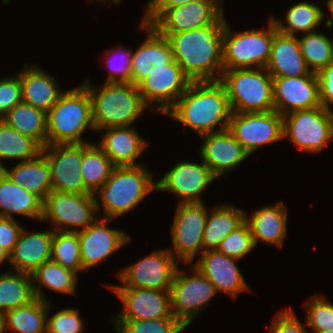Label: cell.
I'll list each match as a JSON object with an SVG mask.
<instances>
[{"mask_svg":"<svg viewBox=\"0 0 333 333\" xmlns=\"http://www.w3.org/2000/svg\"><path fill=\"white\" fill-rule=\"evenodd\" d=\"M42 153L50 166L53 191L85 194L81 173L82 143L47 145Z\"/></svg>","mask_w":333,"mask_h":333,"instance_id":"cell-15","label":"cell"},{"mask_svg":"<svg viewBox=\"0 0 333 333\" xmlns=\"http://www.w3.org/2000/svg\"><path fill=\"white\" fill-rule=\"evenodd\" d=\"M9 272L0 275V312L4 314L36 299L31 275Z\"/></svg>","mask_w":333,"mask_h":333,"instance_id":"cell-35","label":"cell"},{"mask_svg":"<svg viewBox=\"0 0 333 333\" xmlns=\"http://www.w3.org/2000/svg\"><path fill=\"white\" fill-rule=\"evenodd\" d=\"M190 83L182 68L173 60L166 69L149 75L138 88L148 109L149 105L157 102L156 110L165 114L185 93Z\"/></svg>","mask_w":333,"mask_h":333,"instance_id":"cell-16","label":"cell"},{"mask_svg":"<svg viewBox=\"0 0 333 333\" xmlns=\"http://www.w3.org/2000/svg\"><path fill=\"white\" fill-rule=\"evenodd\" d=\"M201 138L204 139L200 150L202 162L210 168L216 178L249 157V154L228 130L206 134Z\"/></svg>","mask_w":333,"mask_h":333,"instance_id":"cell-23","label":"cell"},{"mask_svg":"<svg viewBox=\"0 0 333 333\" xmlns=\"http://www.w3.org/2000/svg\"><path fill=\"white\" fill-rule=\"evenodd\" d=\"M269 331V333H307L291 308L276 315Z\"/></svg>","mask_w":333,"mask_h":333,"instance_id":"cell-46","label":"cell"},{"mask_svg":"<svg viewBox=\"0 0 333 333\" xmlns=\"http://www.w3.org/2000/svg\"><path fill=\"white\" fill-rule=\"evenodd\" d=\"M51 260L76 273L83 270L78 232L53 231Z\"/></svg>","mask_w":333,"mask_h":333,"instance_id":"cell-40","label":"cell"},{"mask_svg":"<svg viewBox=\"0 0 333 333\" xmlns=\"http://www.w3.org/2000/svg\"><path fill=\"white\" fill-rule=\"evenodd\" d=\"M123 47H119L116 49L120 51H124L122 63L121 65H115L116 63H110L111 60H107V65L110 66V73L108 74V78L106 83H131V59H132V51L127 49H122ZM120 55V54H119ZM125 58V59H124ZM122 59V58H121Z\"/></svg>","mask_w":333,"mask_h":333,"instance_id":"cell-47","label":"cell"},{"mask_svg":"<svg viewBox=\"0 0 333 333\" xmlns=\"http://www.w3.org/2000/svg\"><path fill=\"white\" fill-rule=\"evenodd\" d=\"M53 230L27 233L25 229L10 253V262L14 270L31 275L43 263L51 260Z\"/></svg>","mask_w":333,"mask_h":333,"instance_id":"cell-25","label":"cell"},{"mask_svg":"<svg viewBox=\"0 0 333 333\" xmlns=\"http://www.w3.org/2000/svg\"><path fill=\"white\" fill-rule=\"evenodd\" d=\"M246 218V213L234 206L221 205L213 208L207 214L203 231V252L217 250L221 241L232 231L240 227Z\"/></svg>","mask_w":333,"mask_h":333,"instance_id":"cell-31","label":"cell"},{"mask_svg":"<svg viewBox=\"0 0 333 333\" xmlns=\"http://www.w3.org/2000/svg\"><path fill=\"white\" fill-rule=\"evenodd\" d=\"M20 102H22V86L19 75L1 79L0 120Z\"/></svg>","mask_w":333,"mask_h":333,"instance_id":"cell-45","label":"cell"},{"mask_svg":"<svg viewBox=\"0 0 333 333\" xmlns=\"http://www.w3.org/2000/svg\"><path fill=\"white\" fill-rule=\"evenodd\" d=\"M178 264L169 249L154 251L137 263L118 272L123 286L145 288L158 291H170Z\"/></svg>","mask_w":333,"mask_h":333,"instance_id":"cell-14","label":"cell"},{"mask_svg":"<svg viewBox=\"0 0 333 333\" xmlns=\"http://www.w3.org/2000/svg\"><path fill=\"white\" fill-rule=\"evenodd\" d=\"M254 248L251 230L249 224L245 221L221 241L217 251L229 257L242 259Z\"/></svg>","mask_w":333,"mask_h":333,"instance_id":"cell-42","label":"cell"},{"mask_svg":"<svg viewBox=\"0 0 333 333\" xmlns=\"http://www.w3.org/2000/svg\"><path fill=\"white\" fill-rule=\"evenodd\" d=\"M249 154L263 145L283 139V116L268 112H232L228 129Z\"/></svg>","mask_w":333,"mask_h":333,"instance_id":"cell-11","label":"cell"},{"mask_svg":"<svg viewBox=\"0 0 333 333\" xmlns=\"http://www.w3.org/2000/svg\"><path fill=\"white\" fill-rule=\"evenodd\" d=\"M265 69L272 77H300L311 73L296 36L274 34L271 56Z\"/></svg>","mask_w":333,"mask_h":333,"instance_id":"cell-26","label":"cell"},{"mask_svg":"<svg viewBox=\"0 0 333 333\" xmlns=\"http://www.w3.org/2000/svg\"><path fill=\"white\" fill-rule=\"evenodd\" d=\"M236 258L217 250L202 252L194 267L210 280L217 292H225L235 298L240 292L249 290L238 266Z\"/></svg>","mask_w":333,"mask_h":333,"instance_id":"cell-22","label":"cell"},{"mask_svg":"<svg viewBox=\"0 0 333 333\" xmlns=\"http://www.w3.org/2000/svg\"><path fill=\"white\" fill-rule=\"evenodd\" d=\"M98 202L92 193L51 191L43 202L42 221L49 219L55 226L53 231L79 232L77 227L85 230L98 219L95 217V212L100 210Z\"/></svg>","mask_w":333,"mask_h":333,"instance_id":"cell-9","label":"cell"},{"mask_svg":"<svg viewBox=\"0 0 333 333\" xmlns=\"http://www.w3.org/2000/svg\"><path fill=\"white\" fill-rule=\"evenodd\" d=\"M95 130L92 100L87 88L64 91L47 112V145L85 143L84 130Z\"/></svg>","mask_w":333,"mask_h":333,"instance_id":"cell-4","label":"cell"},{"mask_svg":"<svg viewBox=\"0 0 333 333\" xmlns=\"http://www.w3.org/2000/svg\"><path fill=\"white\" fill-rule=\"evenodd\" d=\"M7 260L10 262V254L0 245V265Z\"/></svg>","mask_w":333,"mask_h":333,"instance_id":"cell-51","label":"cell"},{"mask_svg":"<svg viewBox=\"0 0 333 333\" xmlns=\"http://www.w3.org/2000/svg\"><path fill=\"white\" fill-rule=\"evenodd\" d=\"M325 3L328 6V8L330 9L332 16H333V0H327Z\"/></svg>","mask_w":333,"mask_h":333,"instance_id":"cell-53","label":"cell"},{"mask_svg":"<svg viewBox=\"0 0 333 333\" xmlns=\"http://www.w3.org/2000/svg\"><path fill=\"white\" fill-rule=\"evenodd\" d=\"M145 166L115 167L111 176L96 192L104 207V218L112 219L132 210L153 190L156 183Z\"/></svg>","mask_w":333,"mask_h":333,"instance_id":"cell-5","label":"cell"},{"mask_svg":"<svg viewBox=\"0 0 333 333\" xmlns=\"http://www.w3.org/2000/svg\"><path fill=\"white\" fill-rule=\"evenodd\" d=\"M115 321L118 333H181L185 329L176 318Z\"/></svg>","mask_w":333,"mask_h":333,"instance_id":"cell-41","label":"cell"},{"mask_svg":"<svg viewBox=\"0 0 333 333\" xmlns=\"http://www.w3.org/2000/svg\"><path fill=\"white\" fill-rule=\"evenodd\" d=\"M283 138L306 152H320L333 141V111L319 106L284 115Z\"/></svg>","mask_w":333,"mask_h":333,"instance_id":"cell-8","label":"cell"},{"mask_svg":"<svg viewBox=\"0 0 333 333\" xmlns=\"http://www.w3.org/2000/svg\"><path fill=\"white\" fill-rule=\"evenodd\" d=\"M188 276L177 268L170 288L172 315L187 328L196 315L218 293L213 283L197 268Z\"/></svg>","mask_w":333,"mask_h":333,"instance_id":"cell-10","label":"cell"},{"mask_svg":"<svg viewBox=\"0 0 333 333\" xmlns=\"http://www.w3.org/2000/svg\"><path fill=\"white\" fill-rule=\"evenodd\" d=\"M112 219H97L85 230L78 232L80 243V259L83 270L97 265L117 249L131 241L129 235L118 229H111L107 224Z\"/></svg>","mask_w":333,"mask_h":333,"instance_id":"cell-20","label":"cell"},{"mask_svg":"<svg viewBox=\"0 0 333 333\" xmlns=\"http://www.w3.org/2000/svg\"><path fill=\"white\" fill-rule=\"evenodd\" d=\"M98 145L115 167L140 166L135 163L149 145L135 128L129 126L108 127Z\"/></svg>","mask_w":333,"mask_h":333,"instance_id":"cell-24","label":"cell"},{"mask_svg":"<svg viewBox=\"0 0 333 333\" xmlns=\"http://www.w3.org/2000/svg\"><path fill=\"white\" fill-rule=\"evenodd\" d=\"M90 3L94 2L95 0H88ZM99 1H106V0H99ZM121 0H113V3H120Z\"/></svg>","mask_w":333,"mask_h":333,"instance_id":"cell-54","label":"cell"},{"mask_svg":"<svg viewBox=\"0 0 333 333\" xmlns=\"http://www.w3.org/2000/svg\"><path fill=\"white\" fill-rule=\"evenodd\" d=\"M319 82V96L322 107L333 105V62L316 73Z\"/></svg>","mask_w":333,"mask_h":333,"instance_id":"cell-49","label":"cell"},{"mask_svg":"<svg viewBox=\"0 0 333 333\" xmlns=\"http://www.w3.org/2000/svg\"><path fill=\"white\" fill-rule=\"evenodd\" d=\"M77 274L78 273L57 264L53 260L46 261L31 274L35 297L42 301L49 302L42 293L41 288L36 287V282L41 283V286L43 285L46 288L62 294H74L76 290Z\"/></svg>","mask_w":333,"mask_h":333,"instance_id":"cell-36","label":"cell"},{"mask_svg":"<svg viewBox=\"0 0 333 333\" xmlns=\"http://www.w3.org/2000/svg\"><path fill=\"white\" fill-rule=\"evenodd\" d=\"M83 85L92 100L95 131L108 127L131 126L148 107L138 86L132 83L105 82L99 89L87 80Z\"/></svg>","mask_w":333,"mask_h":333,"instance_id":"cell-3","label":"cell"},{"mask_svg":"<svg viewBox=\"0 0 333 333\" xmlns=\"http://www.w3.org/2000/svg\"><path fill=\"white\" fill-rule=\"evenodd\" d=\"M222 0H194L166 10L152 26L163 36L210 25H225Z\"/></svg>","mask_w":333,"mask_h":333,"instance_id":"cell-12","label":"cell"},{"mask_svg":"<svg viewBox=\"0 0 333 333\" xmlns=\"http://www.w3.org/2000/svg\"><path fill=\"white\" fill-rule=\"evenodd\" d=\"M140 27L149 35L135 52L132 51L131 83L135 86H138L153 72L166 69L167 65L174 60L167 37L143 21Z\"/></svg>","mask_w":333,"mask_h":333,"instance_id":"cell-21","label":"cell"},{"mask_svg":"<svg viewBox=\"0 0 333 333\" xmlns=\"http://www.w3.org/2000/svg\"><path fill=\"white\" fill-rule=\"evenodd\" d=\"M40 153L42 147L35 140L19 133L3 119L0 120V170L5 167L1 162L4 158L25 162L36 158Z\"/></svg>","mask_w":333,"mask_h":333,"instance_id":"cell-37","label":"cell"},{"mask_svg":"<svg viewBox=\"0 0 333 333\" xmlns=\"http://www.w3.org/2000/svg\"><path fill=\"white\" fill-rule=\"evenodd\" d=\"M324 16H326L325 13L318 5L305 1L294 4L287 10L285 15L287 25L274 17H271V20L279 33L296 36L295 32L297 31L303 33L313 32L322 22Z\"/></svg>","mask_w":333,"mask_h":333,"instance_id":"cell-38","label":"cell"},{"mask_svg":"<svg viewBox=\"0 0 333 333\" xmlns=\"http://www.w3.org/2000/svg\"><path fill=\"white\" fill-rule=\"evenodd\" d=\"M207 214L203 202L178 204L171 227L174 249L169 251L185 264L191 263L199 250L203 252L202 238Z\"/></svg>","mask_w":333,"mask_h":333,"instance_id":"cell-13","label":"cell"},{"mask_svg":"<svg viewBox=\"0 0 333 333\" xmlns=\"http://www.w3.org/2000/svg\"><path fill=\"white\" fill-rule=\"evenodd\" d=\"M83 327L79 311L75 308H66L47 317V333H82Z\"/></svg>","mask_w":333,"mask_h":333,"instance_id":"cell-44","label":"cell"},{"mask_svg":"<svg viewBox=\"0 0 333 333\" xmlns=\"http://www.w3.org/2000/svg\"><path fill=\"white\" fill-rule=\"evenodd\" d=\"M245 221L249 224L255 247L259 240L282 246L287 234V209L283 202L262 207Z\"/></svg>","mask_w":333,"mask_h":333,"instance_id":"cell-28","label":"cell"},{"mask_svg":"<svg viewBox=\"0 0 333 333\" xmlns=\"http://www.w3.org/2000/svg\"><path fill=\"white\" fill-rule=\"evenodd\" d=\"M124 304L115 320L175 318L171 312L170 291L145 288L109 287Z\"/></svg>","mask_w":333,"mask_h":333,"instance_id":"cell-18","label":"cell"},{"mask_svg":"<svg viewBox=\"0 0 333 333\" xmlns=\"http://www.w3.org/2000/svg\"><path fill=\"white\" fill-rule=\"evenodd\" d=\"M298 41L301 54L311 72L318 73L333 62V41L323 33L309 32Z\"/></svg>","mask_w":333,"mask_h":333,"instance_id":"cell-39","label":"cell"},{"mask_svg":"<svg viewBox=\"0 0 333 333\" xmlns=\"http://www.w3.org/2000/svg\"><path fill=\"white\" fill-rule=\"evenodd\" d=\"M219 81L226 90L232 112L275 110L272 76L265 68L223 71Z\"/></svg>","mask_w":333,"mask_h":333,"instance_id":"cell-6","label":"cell"},{"mask_svg":"<svg viewBox=\"0 0 333 333\" xmlns=\"http://www.w3.org/2000/svg\"><path fill=\"white\" fill-rule=\"evenodd\" d=\"M313 298V299H312ZM306 304V326L317 331H333V305L324 297L314 296Z\"/></svg>","mask_w":333,"mask_h":333,"instance_id":"cell-43","label":"cell"},{"mask_svg":"<svg viewBox=\"0 0 333 333\" xmlns=\"http://www.w3.org/2000/svg\"><path fill=\"white\" fill-rule=\"evenodd\" d=\"M6 332L5 314L0 312V333Z\"/></svg>","mask_w":333,"mask_h":333,"instance_id":"cell-52","label":"cell"},{"mask_svg":"<svg viewBox=\"0 0 333 333\" xmlns=\"http://www.w3.org/2000/svg\"><path fill=\"white\" fill-rule=\"evenodd\" d=\"M194 0H150L143 22L152 25L166 10L177 8Z\"/></svg>","mask_w":333,"mask_h":333,"instance_id":"cell-50","label":"cell"},{"mask_svg":"<svg viewBox=\"0 0 333 333\" xmlns=\"http://www.w3.org/2000/svg\"><path fill=\"white\" fill-rule=\"evenodd\" d=\"M13 214L42 220L43 202L0 170V217L14 219Z\"/></svg>","mask_w":333,"mask_h":333,"instance_id":"cell-29","label":"cell"},{"mask_svg":"<svg viewBox=\"0 0 333 333\" xmlns=\"http://www.w3.org/2000/svg\"><path fill=\"white\" fill-rule=\"evenodd\" d=\"M197 132L200 137L228 129L232 110L222 83L191 82L185 93L165 113ZM220 128L215 129L218 124Z\"/></svg>","mask_w":333,"mask_h":333,"instance_id":"cell-2","label":"cell"},{"mask_svg":"<svg viewBox=\"0 0 333 333\" xmlns=\"http://www.w3.org/2000/svg\"><path fill=\"white\" fill-rule=\"evenodd\" d=\"M275 110L282 116L321 106L316 73L300 77H272Z\"/></svg>","mask_w":333,"mask_h":333,"instance_id":"cell-17","label":"cell"},{"mask_svg":"<svg viewBox=\"0 0 333 333\" xmlns=\"http://www.w3.org/2000/svg\"><path fill=\"white\" fill-rule=\"evenodd\" d=\"M216 179L203 162L196 164L181 161L156 182V191H170L178 195V204L202 202L201 192Z\"/></svg>","mask_w":333,"mask_h":333,"instance_id":"cell-19","label":"cell"},{"mask_svg":"<svg viewBox=\"0 0 333 333\" xmlns=\"http://www.w3.org/2000/svg\"><path fill=\"white\" fill-rule=\"evenodd\" d=\"M114 168L109 157L97 144L82 143L81 173L85 194H95L111 176Z\"/></svg>","mask_w":333,"mask_h":333,"instance_id":"cell-33","label":"cell"},{"mask_svg":"<svg viewBox=\"0 0 333 333\" xmlns=\"http://www.w3.org/2000/svg\"><path fill=\"white\" fill-rule=\"evenodd\" d=\"M224 28L225 25H210L167 37L174 60L191 82L220 79Z\"/></svg>","mask_w":333,"mask_h":333,"instance_id":"cell-1","label":"cell"},{"mask_svg":"<svg viewBox=\"0 0 333 333\" xmlns=\"http://www.w3.org/2000/svg\"><path fill=\"white\" fill-rule=\"evenodd\" d=\"M2 171L20 187L27 189L42 202L53 191L50 166L46 156L40 153L36 158L19 162L12 169L4 167Z\"/></svg>","mask_w":333,"mask_h":333,"instance_id":"cell-30","label":"cell"},{"mask_svg":"<svg viewBox=\"0 0 333 333\" xmlns=\"http://www.w3.org/2000/svg\"><path fill=\"white\" fill-rule=\"evenodd\" d=\"M32 66L26 65L18 74L22 86V102L47 113L64 91L56 84L54 77Z\"/></svg>","mask_w":333,"mask_h":333,"instance_id":"cell-27","label":"cell"},{"mask_svg":"<svg viewBox=\"0 0 333 333\" xmlns=\"http://www.w3.org/2000/svg\"><path fill=\"white\" fill-rule=\"evenodd\" d=\"M3 120L19 133L35 140L42 148L47 146V113L30 104L18 103Z\"/></svg>","mask_w":333,"mask_h":333,"instance_id":"cell-32","label":"cell"},{"mask_svg":"<svg viewBox=\"0 0 333 333\" xmlns=\"http://www.w3.org/2000/svg\"><path fill=\"white\" fill-rule=\"evenodd\" d=\"M50 303L36 298L30 304L5 313L6 331L12 333H47Z\"/></svg>","mask_w":333,"mask_h":333,"instance_id":"cell-34","label":"cell"},{"mask_svg":"<svg viewBox=\"0 0 333 333\" xmlns=\"http://www.w3.org/2000/svg\"><path fill=\"white\" fill-rule=\"evenodd\" d=\"M268 29L232 32L226 23L223 35V71L265 68L269 62L277 28L270 18Z\"/></svg>","mask_w":333,"mask_h":333,"instance_id":"cell-7","label":"cell"},{"mask_svg":"<svg viewBox=\"0 0 333 333\" xmlns=\"http://www.w3.org/2000/svg\"><path fill=\"white\" fill-rule=\"evenodd\" d=\"M314 333H333V331H325V332H322V331H317V330H313ZM308 333V332H307Z\"/></svg>","mask_w":333,"mask_h":333,"instance_id":"cell-55","label":"cell"},{"mask_svg":"<svg viewBox=\"0 0 333 333\" xmlns=\"http://www.w3.org/2000/svg\"><path fill=\"white\" fill-rule=\"evenodd\" d=\"M22 226L16 219L0 217V245L10 254L15 247Z\"/></svg>","mask_w":333,"mask_h":333,"instance_id":"cell-48","label":"cell"}]
</instances>
